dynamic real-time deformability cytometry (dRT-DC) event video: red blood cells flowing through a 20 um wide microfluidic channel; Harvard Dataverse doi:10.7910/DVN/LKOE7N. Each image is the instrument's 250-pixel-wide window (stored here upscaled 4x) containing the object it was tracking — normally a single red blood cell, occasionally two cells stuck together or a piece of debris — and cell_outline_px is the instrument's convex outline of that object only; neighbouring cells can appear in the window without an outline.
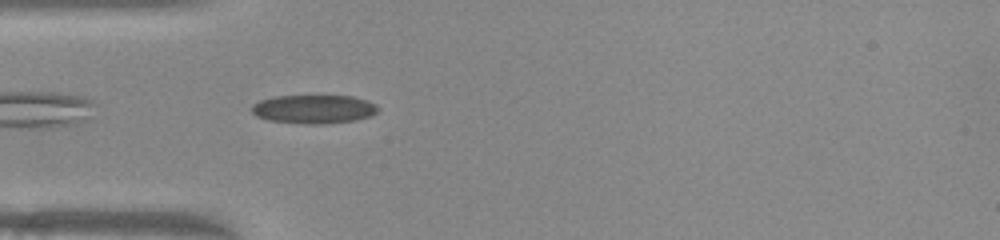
{"species": "common noctule bat (a hibernating species)", "species_latin": "Nyctalus noctula", "temperature_condition": "warm", "stored_images_in_passage": 40, "camera_frame_rate_fps": 3000, "um_per_image_px": 0.085, "animal": {"sex": "female", "body_mass_g": 22.0, "forearm_length_mm": 56.7}, "frame": {"image": 1, "passage_image": 2, "time_ms": 0.333, "image_size_px": [1000, 240], "cell_outline_px": [[380, 108], [376, 112], [368, 116], [352, 120], [324, 124], [304, 124], [268, 120], [256, 116], [252, 112], [252, 104], [260, 100], [276, 96], [352, 96], [376, 104]], "centroid_in_image_um": [26.63, 9.28], "position_along_channel_um": 58.4, "area_um2": 20.92}}
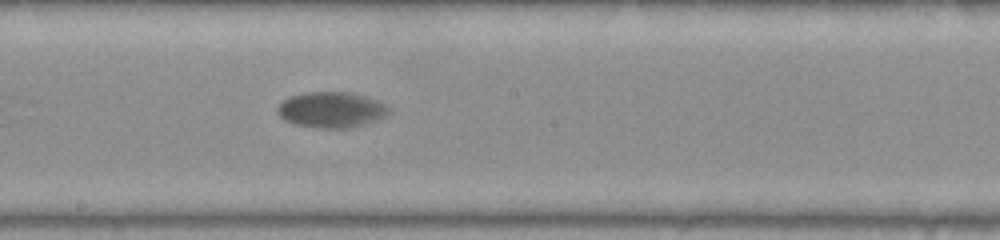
{"frame": {"image": 2, "passage_image": 15, "time_ms": 4.667, "image_size_px": [1000, 240], "cell_outline_px": [[392, 112], [388, 116], [352, 128], [316, 128], [296, 124], [284, 120], [276, 112], [276, 108], [288, 96], [308, 92], [348, 92], [364, 96], [388, 104], [392, 108]], "centroid_in_image_um": [28.21, 9.33], "position_along_channel_um": 220.0, "area_um2": 23.52}}
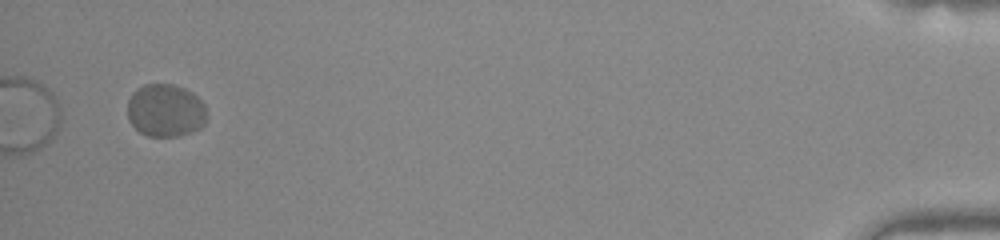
{"frame": {"image": 3, "passage_image": 38, "time_ms": 12.333, "image_size_px": [1000, 240], "cell_outline_px": [[208, 112], [204, 124], [200, 128], [192, 132], [180, 136], [148, 136], [140, 132], [128, 120], [128, 100], [132, 92], [136, 88], [144, 84], [172, 84], [184, 88], [192, 92], [204, 104]], "centroid_in_image_um": [14.07, 9.39], "position_along_channel_um": 421.1, "area_um2": 24.68}}